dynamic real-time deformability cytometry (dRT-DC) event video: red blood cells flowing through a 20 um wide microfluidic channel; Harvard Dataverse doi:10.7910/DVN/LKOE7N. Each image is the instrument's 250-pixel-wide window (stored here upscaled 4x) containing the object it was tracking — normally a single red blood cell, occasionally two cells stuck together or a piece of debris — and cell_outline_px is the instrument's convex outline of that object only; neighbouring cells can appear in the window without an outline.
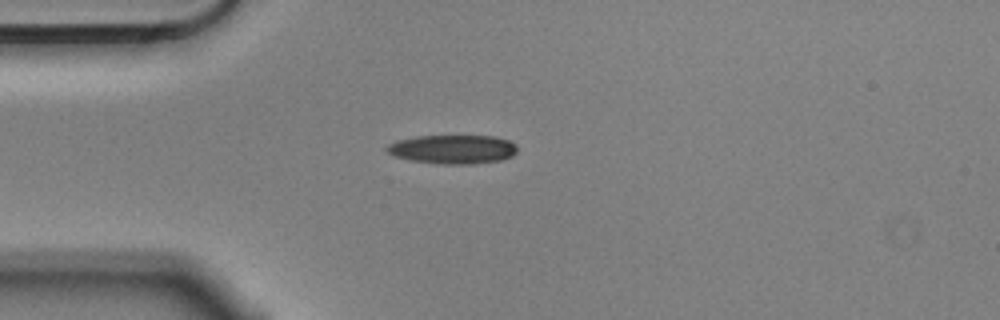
{"species": "Egyptian fruit bat (a non-hibernating species)", "species_latin": "Rousettus aegyptiacus", "temperature_condition": "cold", "stored_images_in_passage": 9, "camera_frame_rate_fps": 3000, "um_per_image_px": 0.085, "animal": {"sex": "male"}, "frame": {"image": 1, "passage_image": 3, "time_ms": 0.667, "image_size_px": [1000, 320], "cell_outline_px": [[516, 152], [512, 156], [500, 160], [472, 164], [436, 164], [408, 160], [392, 156], [384, 148], [388, 144], [396, 140], [416, 136], [496, 136], [508, 140], [516, 144]], "centroid_in_image_um": [38.44, 12.69], "position_along_channel_um": 46.6, "area_um2": 22.25}}
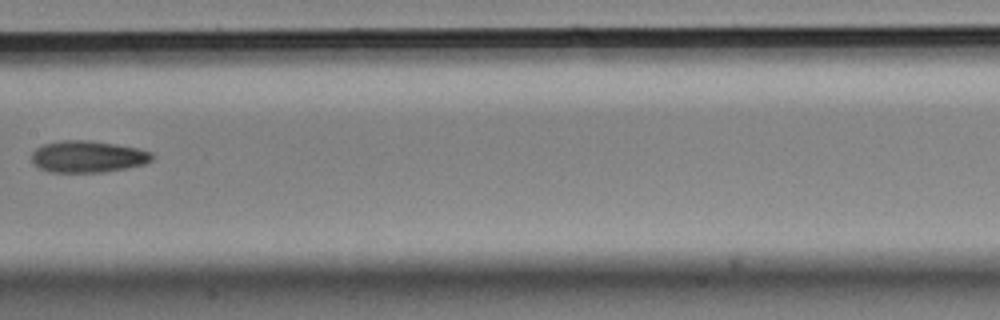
{"frame": {"image": 2, "passage_image": 7, "time_ms": 2.0, "image_size_px": [1000, 320], "cell_outline_px": [[152, 160], [144, 164], [104, 172], [52, 172], [40, 168], [32, 160], [32, 152], [36, 148], [44, 144], [60, 140], [88, 140], [136, 148], [152, 152]], "centroid_in_image_um": [7.44, 13.31], "position_along_channel_um": 200.0, "area_um2": 21.96}}
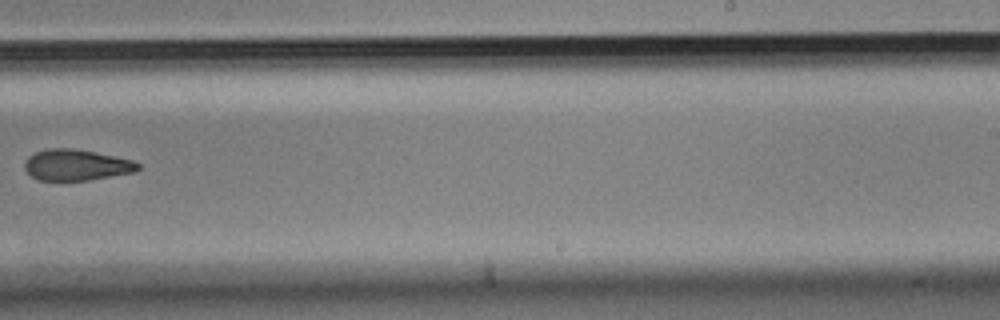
{"frame": {"image": 3, "passage_image": 9, "time_ms": 2.667, "image_size_px": [1000, 320], "cell_outline_px": [[140, 168], [136, 172], [88, 180], [36, 180], [24, 168], [24, 164], [28, 156], [36, 152], [48, 148], [72, 148], [132, 160], [140, 164]], "centroid_in_image_um": [6.48, 14.03], "position_along_channel_um": 282.5, "area_um2": 20.35}}